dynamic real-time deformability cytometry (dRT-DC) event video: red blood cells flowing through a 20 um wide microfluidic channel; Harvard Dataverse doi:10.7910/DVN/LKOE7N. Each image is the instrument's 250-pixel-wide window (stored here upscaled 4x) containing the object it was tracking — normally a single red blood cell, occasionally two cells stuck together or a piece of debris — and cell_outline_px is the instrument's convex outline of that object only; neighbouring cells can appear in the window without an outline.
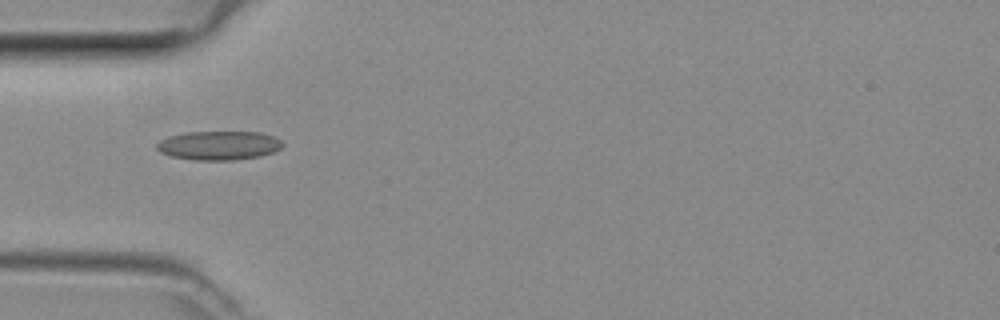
{"species": "common noctule bat (a hibernating species)", "species_latin": "Nyctalus noctula", "temperature_condition": "room temperature", "stored_images_in_passage": 34, "camera_frame_rate_fps": 3000, "um_per_image_px": 0.085, "animal": {"sex": "female", "body_mass_g": 29.2, "forearm_length_mm": 56.3}, "frame": {"image": 1, "passage_image": 1, "time_ms": 0.0, "image_size_px": [1000, 320], "cell_outline_px": [[284, 144], [280, 148], [272, 152], [260, 156], [232, 160], [192, 160], [172, 156], [160, 152], [156, 148], [156, 144], [160, 140], [168, 136], [188, 132], [256, 132], [272, 136], [280, 140]], "centroid_in_image_um": [18.56, 12.36], "position_along_channel_um": 66.4, "area_um2": 21.1}}
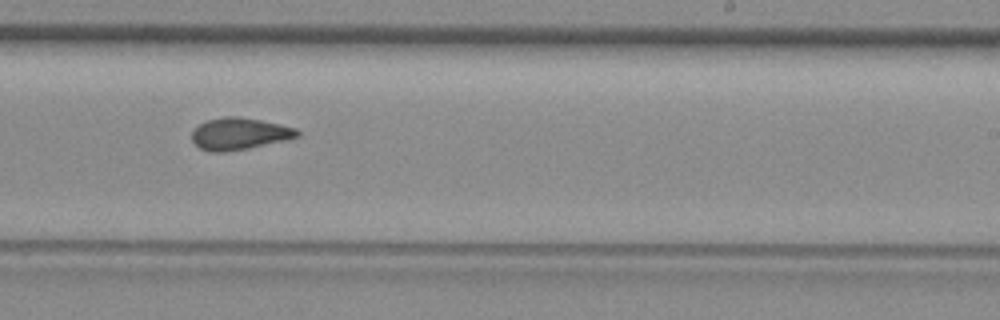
{"frame": {"image": 2, "passage_image": 15, "time_ms": 4.667, "image_size_px": [1000, 320], "cell_outline_px": [[300, 136], [248, 148], [228, 152], [208, 152], [200, 148], [192, 140], [192, 132], [200, 124], [208, 120], [228, 116], [236, 116], [260, 120], [296, 128], [300, 132]], "centroid_in_image_um": [20.33, 11.38], "position_along_channel_um": 268.7, "area_um2": 19.31}}
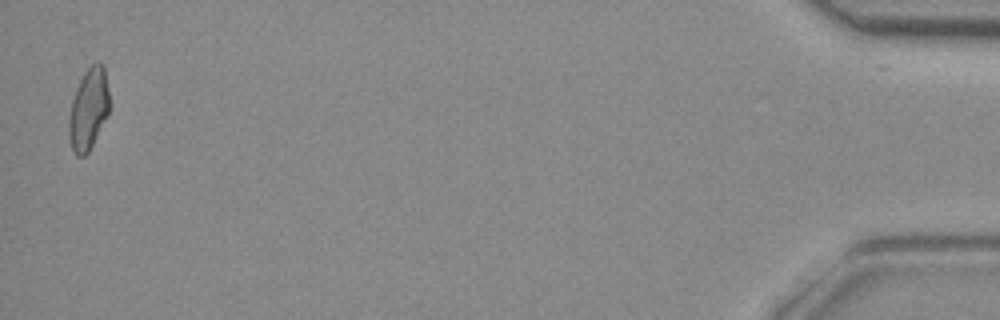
{"frame": {"image": 3, "passage_image": 33, "time_ms": 10.667, "image_size_px": [1000, 320], "cell_outline_px": [[108, 116], [88, 152], [84, 156], [76, 156], [72, 148], [68, 132], [68, 120], [72, 100], [76, 88], [84, 72], [96, 60], [104, 68], [108, 92]], "centroid_in_image_um": [7.51, 9.29], "position_along_channel_um": 427.7, "area_um2": 19.02}}